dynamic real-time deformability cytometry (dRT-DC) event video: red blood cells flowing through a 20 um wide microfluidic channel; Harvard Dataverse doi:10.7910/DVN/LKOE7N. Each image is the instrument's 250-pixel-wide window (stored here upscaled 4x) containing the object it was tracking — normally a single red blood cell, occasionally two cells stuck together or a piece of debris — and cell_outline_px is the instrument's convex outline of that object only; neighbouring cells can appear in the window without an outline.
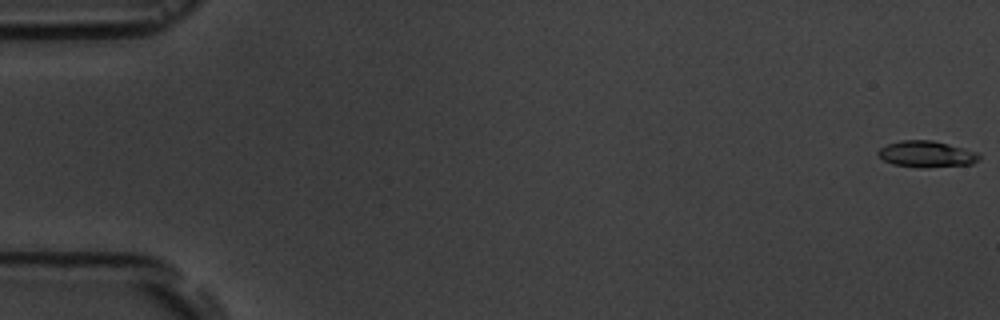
{"species": "common noctule bat (a hibernating species)", "species_latin": "Nyctalus noctula", "temperature_condition": "room temperature", "stored_images_in_passage": 5, "camera_frame_rate_fps": 3000, "um_per_image_px": 0.085, "animal": {"sex": "male", "body_mass_g": 19.5, "forearm_length_mm": 54.6}, "frame": {"image": 1, "passage_image": 1, "time_ms": 0.0, "image_size_px": [1000, 320], "cell_outline_px": [[980, 160], [972, 164], [924, 168], [892, 164], [884, 160], [876, 152], [880, 148], [888, 144], [900, 140], [932, 140], [948, 144], [976, 152], [980, 156]], "centroid_in_image_um": [78.75, 13.1], "position_along_channel_um": 6.2, "area_um2": 15.43}}
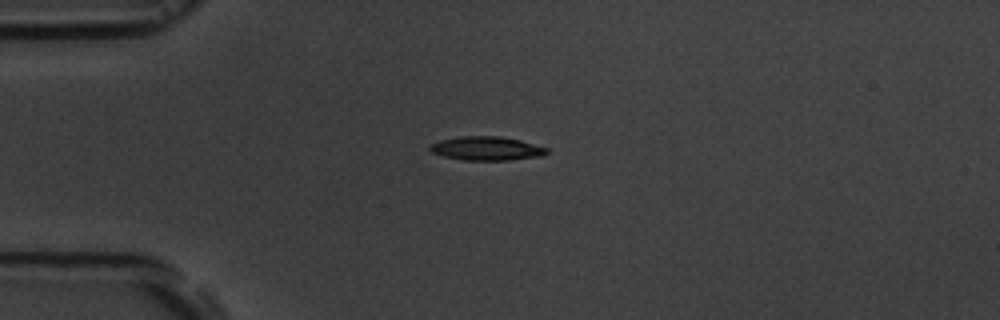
{"frame": {"image": 2, "passage_image": 5, "time_ms": 4.667, "image_size_px": [1000, 320], "cell_outline_px": [[548, 152], [544, 156], [508, 160], [460, 160], [444, 156], [432, 152], [428, 148], [428, 144], [440, 140], [460, 136], [500, 136], [520, 140], [548, 148]], "centroid_in_image_um": [41.34, 12.62], "position_along_channel_um": 43.7, "area_um2": 16.36}}